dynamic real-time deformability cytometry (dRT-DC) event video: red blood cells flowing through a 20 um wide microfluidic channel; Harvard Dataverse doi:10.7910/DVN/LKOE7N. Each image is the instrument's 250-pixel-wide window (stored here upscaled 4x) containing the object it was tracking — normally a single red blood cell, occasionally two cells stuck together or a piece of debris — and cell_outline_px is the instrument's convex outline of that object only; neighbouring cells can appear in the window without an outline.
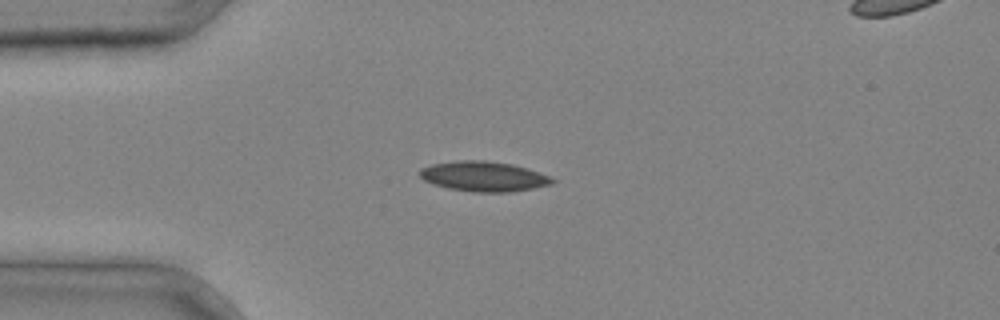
{"species": "common noctule bat (a hibernating species)", "species_latin": "Nyctalus noctula", "temperature_condition": "cold", "stored_images_in_passage": 4, "camera_frame_rate_fps": 3000, "um_per_image_px": 0.085, "animal": {"sex": "male", "body_mass_g": 20.4}, "frame": {"image": 1, "passage_image": 3, "time_ms": 0.667, "image_size_px": [1000, 320], "cell_outline_px": [[556, 180], [552, 184], [512, 192], [472, 192], [448, 188], [432, 184], [424, 180], [420, 176], [420, 168], [432, 164], [456, 160], [484, 160], [512, 164], [528, 168], [552, 176]], "centroid_in_image_um": [41.13, 14.99], "position_along_channel_um": 43.9, "area_um2": 23.41}}